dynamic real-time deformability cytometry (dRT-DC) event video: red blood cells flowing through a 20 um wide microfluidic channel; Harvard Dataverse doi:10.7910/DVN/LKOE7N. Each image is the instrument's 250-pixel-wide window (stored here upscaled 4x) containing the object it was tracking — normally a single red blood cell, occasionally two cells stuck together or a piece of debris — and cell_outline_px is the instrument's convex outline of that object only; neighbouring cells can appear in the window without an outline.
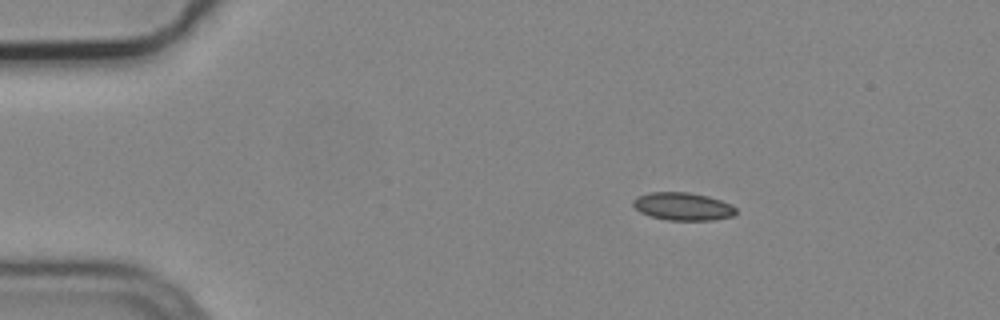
{"species": "common noctule bat (a hibernating species)", "species_latin": "Nyctalus noctula", "temperature_condition": "cold", "stored_images_in_passage": 3, "camera_frame_rate_fps": 3000, "um_per_image_px": 0.085, "animal": {"sex": "male", "body_mass_g": 19.2, "forearm_length_mm": 51.8}, "frame": {"image": 1, "passage_image": 2, "time_ms": 0.333, "image_size_px": [1000, 320], "cell_outline_px": [[736, 212], [732, 216], [712, 220], [668, 220], [648, 216], [640, 212], [632, 204], [632, 200], [636, 196], [648, 192], [688, 192], [708, 196], [732, 204], [736, 208]], "centroid_in_image_um": [58.01, 17.54], "position_along_channel_um": 27.0, "area_um2": 16.82}}